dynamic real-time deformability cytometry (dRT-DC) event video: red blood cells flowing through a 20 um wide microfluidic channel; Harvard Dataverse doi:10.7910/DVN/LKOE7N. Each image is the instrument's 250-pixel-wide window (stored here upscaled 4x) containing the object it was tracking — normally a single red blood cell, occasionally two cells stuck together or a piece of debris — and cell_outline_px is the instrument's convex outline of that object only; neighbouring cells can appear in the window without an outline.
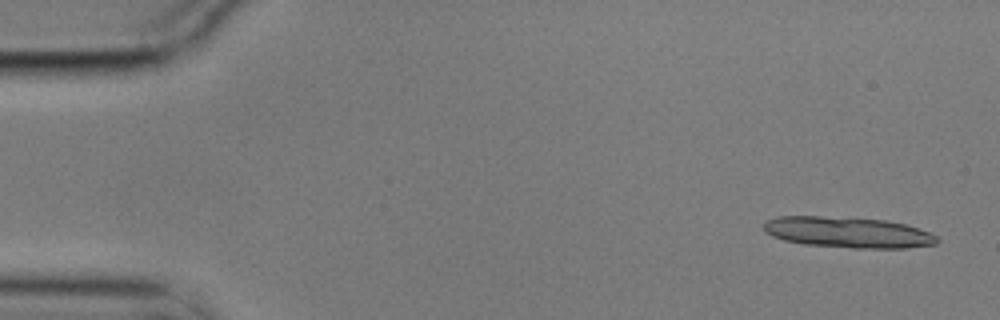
{"species": "common noctule bat (a hibernating species)", "species_latin": "Nyctalus noctula", "temperature_condition": "cold", "stored_images_in_passage": 4, "camera_frame_rate_fps": 3000, "um_per_image_px": 0.085, "animal": {"sex": "male", "body_mass_g": 17.9}, "frame": {"image": 1, "passage_image": 1, "time_ms": 0.0, "image_size_px": [1000, 320], "cell_outline_px": [[940, 240], [936, 244], [908, 248], [852, 248], [804, 244], [784, 240], [772, 236], [764, 232], [764, 224], [768, 220], [776, 216], [820, 216], [884, 220], [904, 224], [920, 228], [936, 236]], "centroid_in_image_um": [72.07, 19.75], "position_along_channel_um": 12.9, "area_um2": 31.15}}